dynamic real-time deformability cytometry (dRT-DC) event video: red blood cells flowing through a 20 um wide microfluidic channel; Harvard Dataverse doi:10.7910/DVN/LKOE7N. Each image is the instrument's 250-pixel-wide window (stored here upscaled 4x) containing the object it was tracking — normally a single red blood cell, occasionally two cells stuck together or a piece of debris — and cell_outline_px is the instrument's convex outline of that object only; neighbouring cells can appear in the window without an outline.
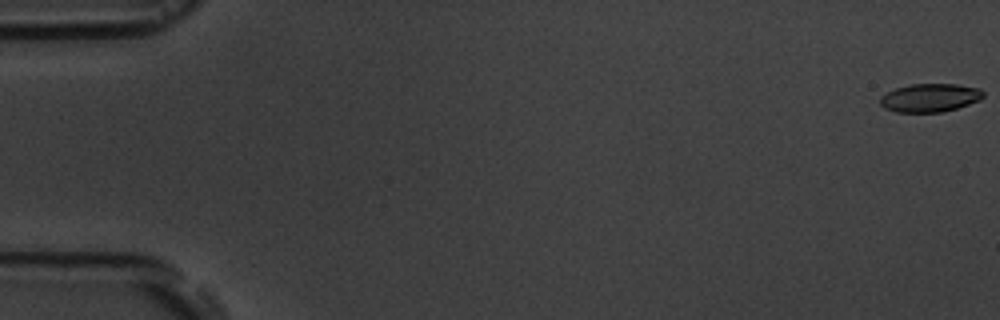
{"species": "common noctule bat (a hibernating species)", "species_latin": "Nyctalus noctula", "temperature_condition": "room temperature", "stored_images_in_passage": 4, "camera_frame_rate_fps": 3000, "um_per_image_px": 0.085, "animal": {"sex": "male", "body_mass_g": 19.5, "forearm_length_mm": 54.6}, "frame": {"image": 1, "passage_image": 1, "time_ms": 0.0, "image_size_px": [1000, 320], "cell_outline_px": [[984, 96], [980, 100], [956, 108], [940, 112], [896, 112], [884, 108], [880, 104], [880, 96], [896, 88], [908, 84], [956, 84], [980, 88], [984, 92]], "centroid_in_image_um": [79.04, 8.3], "position_along_channel_um": 6.0, "area_um2": 17.05}}